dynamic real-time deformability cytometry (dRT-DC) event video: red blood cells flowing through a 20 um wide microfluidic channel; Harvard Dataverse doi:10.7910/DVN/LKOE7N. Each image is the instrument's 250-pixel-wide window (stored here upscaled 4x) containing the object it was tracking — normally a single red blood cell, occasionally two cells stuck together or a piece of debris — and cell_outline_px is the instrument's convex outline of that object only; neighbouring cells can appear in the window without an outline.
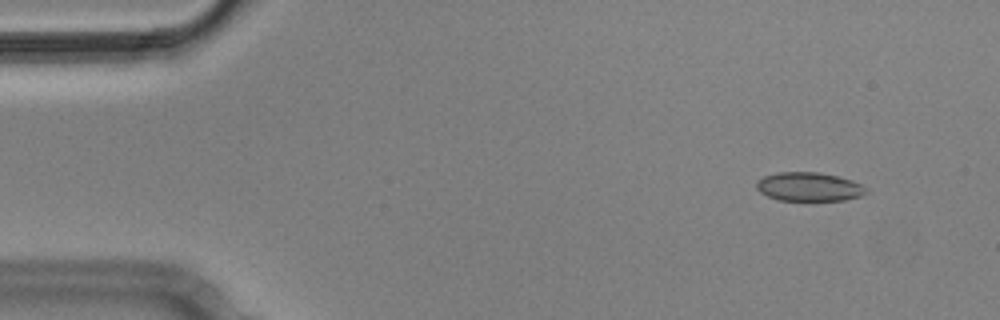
{"species": "Egyptian fruit bat (a non-hibernating species)", "species_latin": "Rousettus aegyptiacus", "temperature_condition": "cold", "stored_images_in_passage": 5, "camera_frame_rate_fps": 3000, "um_per_image_px": 0.085, "animal": {"sex": "male"}, "frame": {"image": 1, "passage_image": 2, "time_ms": 0.333, "image_size_px": [1000, 320], "cell_outline_px": [[868, 192], [860, 196], [844, 200], [776, 200], [760, 192], [756, 188], [756, 180], [764, 176], [776, 172], [820, 172], [840, 176], [852, 180], [868, 188]], "centroid_in_image_um": [68.76, 15.86], "position_along_channel_um": 16.2, "area_um2": 18.61}}